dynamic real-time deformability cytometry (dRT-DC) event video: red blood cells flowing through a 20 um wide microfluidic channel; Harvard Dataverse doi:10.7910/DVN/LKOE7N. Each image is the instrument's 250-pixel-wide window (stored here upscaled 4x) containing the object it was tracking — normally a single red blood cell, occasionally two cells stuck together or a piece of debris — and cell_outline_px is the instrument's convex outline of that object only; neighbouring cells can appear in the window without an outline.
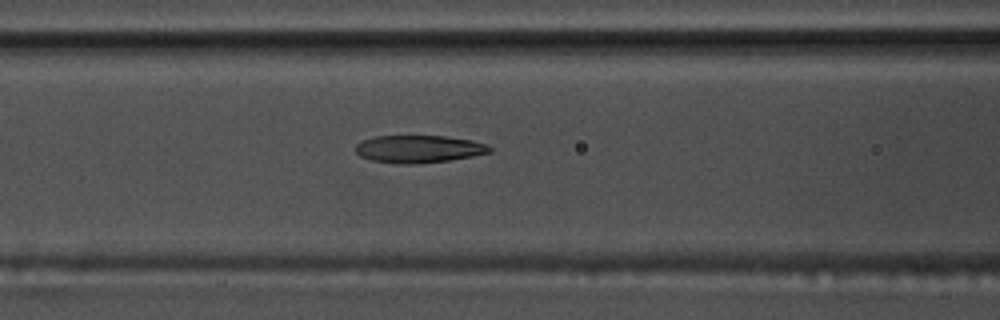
{"species": "common noctule bat (a hibernating species)", "species_latin": "Nyctalus noctula", "temperature_condition": "warm", "stored_images_in_passage": 55, "camera_frame_rate_fps": 3000, "um_per_image_px": 0.085, "animal": {"sex": "male", "body_mass_g": 17.5, "forearm_length_mm": 52.3}, "frame": {"image": 1, "passage_image": 22, "time_ms": 7.0, "image_size_px": [1000, 320], "cell_outline_px": [[492, 152], [472, 156], [448, 160], [412, 164], [396, 164], [372, 160], [360, 156], [356, 152], [356, 144], [364, 140], [376, 136], [444, 136], [472, 140], [484, 144], [492, 148]], "centroid_in_image_um": [35.59, 12.66], "position_along_channel_um": 131.0, "area_um2": 21.33}}
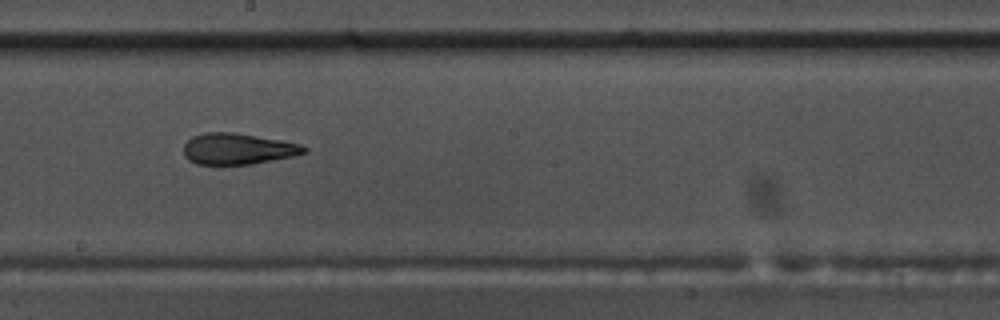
{"frame": {"image": 2, "passage_image": 30, "time_ms": 9.667, "image_size_px": [1000, 320], "cell_outline_px": [[308, 152], [292, 156], [252, 164], [196, 164], [188, 160], [184, 156], [184, 144], [192, 136], [204, 132], [236, 132], [280, 140], [300, 144], [308, 148]], "centroid_in_image_um": [20.19, 12.64], "position_along_channel_um": 228.0, "area_um2": 21.91}}
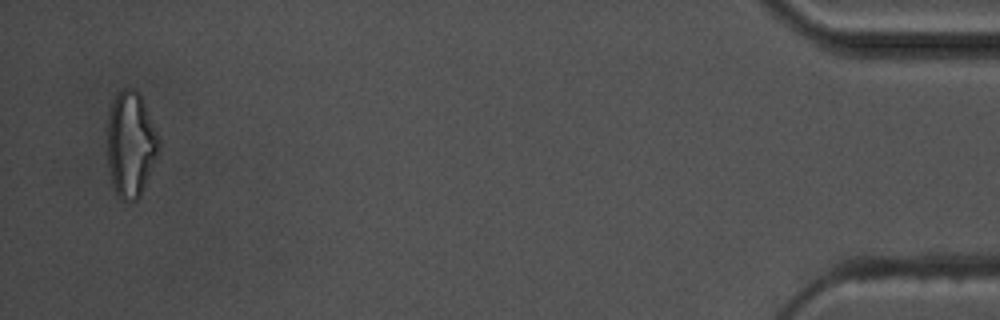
{"frame": {"image": 3, "passage_image": 53, "time_ms": 17.333, "image_size_px": [1000, 320], "cell_outline_px": [[160, 152], [140, 196], [132, 204], [120, 200], [112, 184], [108, 164], [108, 116], [112, 100], [116, 92], [120, 88], [136, 88], [140, 92], [160, 136]], "centroid_in_image_um": [11.14, 12.24], "position_along_channel_um": 424.1, "area_um2": 32.6}, "authors_computed_cell_mechanics": {"area_um2": 22.1374, "velocity_mm_per_s": 3.6533, "shape_relaxation_time_tau1_ms": null, "shape_relaxation_time_tau2_ms": 2.4562, "deformation_change_tau1": null, "deformation_change_tau2": 0.1181}}